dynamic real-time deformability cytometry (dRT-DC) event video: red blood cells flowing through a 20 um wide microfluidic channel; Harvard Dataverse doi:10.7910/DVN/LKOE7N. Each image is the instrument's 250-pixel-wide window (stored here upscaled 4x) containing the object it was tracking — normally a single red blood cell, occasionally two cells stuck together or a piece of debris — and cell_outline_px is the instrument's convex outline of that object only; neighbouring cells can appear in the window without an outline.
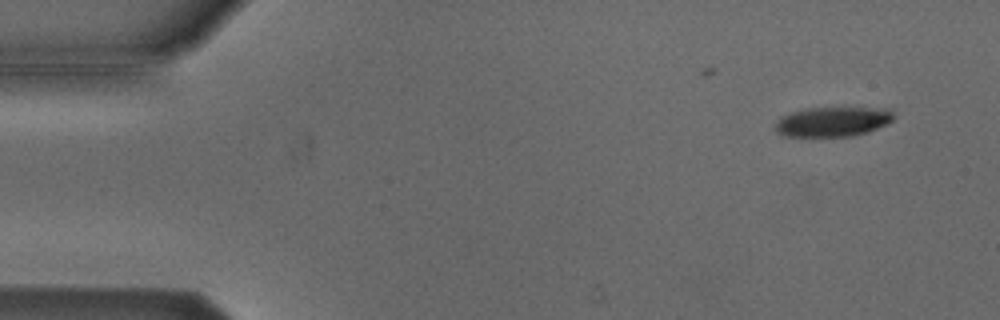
{"species": "Egyptian fruit bat (a non-hibernating species)", "species_latin": "Rousettus aegyptiacus", "temperature_condition": "cold", "stored_images_in_passage": 3, "camera_frame_rate_fps": 3000, "um_per_image_px": 0.085, "animal": {"sex": "male"}, "frame": {"image": 1, "passage_image": 3, "time_ms": 0.667, "image_size_px": [1000, 320], "cell_outline_px": [[896, 116], [892, 120], [868, 132], [852, 136], [784, 136], [776, 132], [776, 120], [780, 116], [804, 108], [892, 108]], "centroid_in_image_um": [70.78, 10.33], "position_along_channel_um": 14.2, "area_um2": 20.58}}